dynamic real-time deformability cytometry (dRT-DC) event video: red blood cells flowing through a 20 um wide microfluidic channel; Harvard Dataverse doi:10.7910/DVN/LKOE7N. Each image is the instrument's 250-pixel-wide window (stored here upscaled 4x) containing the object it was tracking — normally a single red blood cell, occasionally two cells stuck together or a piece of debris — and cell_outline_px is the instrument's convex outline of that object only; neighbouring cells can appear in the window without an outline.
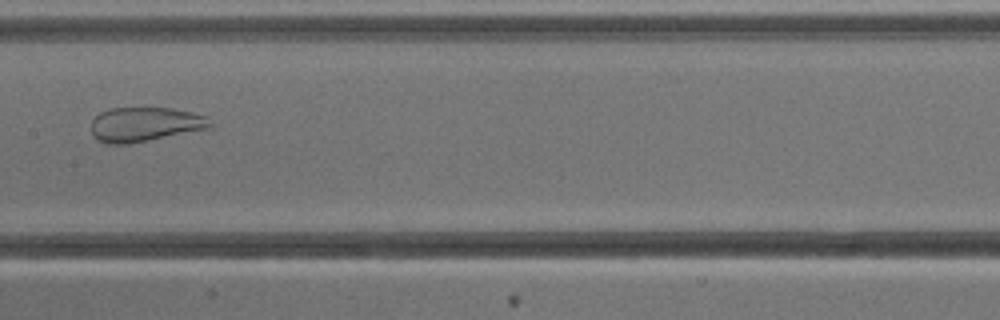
{"species": "common noctule bat (a hibernating species)", "species_latin": "Nyctalus noctula", "temperature_condition": "cold", "stored_images_in_passage": 7, "camera_frame_rate_fps": 3000, "um_per_image_px": 0.085, "animal": {"sex": "male", "body_mass_g": 13.3}, "frame": {"image": 1, "passage_image": 7, "time_ms": 7.667, "image_size_px": [1000, 320], "cell_outline_px": [[212, 128], [128, 144], [104, 144], [96, 140], [92, 132], [92, 120], [100, 112], [108, 108], [172, 108], [192, 112], [204, 116], [212, 124]], "centroid_in_image_um": [12.29, 10.58], "position_along_channel_um": 195.1, "area_um2": 23.93}}